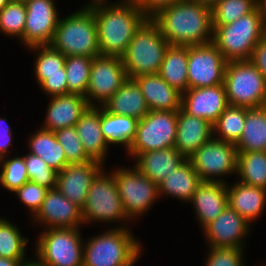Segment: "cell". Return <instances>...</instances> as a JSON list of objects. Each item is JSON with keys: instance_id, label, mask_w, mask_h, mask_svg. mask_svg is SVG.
Masks as SVG:
<instances>
[{"instance_id": "obj_1", "label": "cell", "mask_w": 266, "mask_h": 266, "mask_svg": "<svg viewBox=\"0 0 266 266\" xmlns=\"http://www.w3.org/2000/svg\"><path fill=\"white\" fill-rule=\"evenodd\" d=\"M115 2L90 0L86 5L94 13L100 54L122 57L148 17L134 3Z\"/></svg>"}, {"instance_id": "obj_2", "label": "cell", "mask_w": 266, "mask_h": 266, "mask_svg": "<svg viewBox=\"0 0 266 266\" xmlns=\"http://www.w3.org/2000/svg\"><path fill=\"white\" fill-rule=\"evenodd\" d=\"M150 19L170 45L195 46L212 42V9L194 0L172 3Z\"/></svg>"}, {"instance_id": "obj_3", "label": "cell", "mask_w": 266, "mask_h": 266, "mask_svg": "<svg viewBox=\"0 0 266 266\" xmlns=\"http://www.w3.org/2000/svg\"><path fill=\"white\" fill-rule=\"evenodd\" d=\"M50 45L66 57L101 55L93 11L85 4L65 18L61 17Z\"/></svg>"}, {"instance_id": "obj_4", "label": "cell", "mask_w": 266, "mask_h": 266, "mask_svg": "<svg viewBox=\"0 0 266 266\" xmlns=\"http://www.w3.org/2000/svg\"><path fill=\"white\" fill-rule=\"evenodd\" d=\"M129 228L109 227L102 234L87 238L83 266H124L131 262L143 247Z\"/></svg>"}, {"instance_id": "obj_5", "label": "cell", "mask_w": 266, "mask_h": 266, "mask_svg": "<svg viewBox=\"0 0 266 266\" xmlns=\"http://www.w3.org/2000/svg\"><path fill=\"white\" fill-rule=\"evenodd\" d=\"M263 38V22L258 6L238 20L226 25H213L212 43L227 62L250 60Z\"/></svg>"}, {"instance_id": "obj_6", "label": "cell", "mask_w": 266, "mask_h": 266, "mask_svg": "<svg viewBox=\"0 0 266 266\" xmlns=\"http://www.w3.org/2000/svg\"><path fill=\"white\" fill-rule=\"evenodd\" d=\"M169 45L160 28L148 18L134 33L121 57L128 78L159 73Z\"/></svg>"}, {"instance_id": "obj_7", "label": "cell", "mask_w": 266, "mask_h": 266, "mask_svg": "<svg viewBox=\"0 0 266 266\" xmlns=\"http://www.w3.org/2000/svg\"><path fill=\"white\" fill-rule=\"evenodd\" d=\"M105 171L104 167L95 176L88 190L86 203L82 208L84 225H92L96 222H104L103 224L117 222L120 226L115 225V227H127V222L130 221L131 223V220L124 211L114 179V172L107 171L105 173Z\"/></svg>"}, {"instance_id": "obj_8", "label": "cell", "mask_w": 266, "mask_h": 266, "mask_svg": "<svg viewBox=\"0 0 266 266\" xmlns=\"http://www.w3.org/2000/svg\"><path fill=\"white\" fill-rule=\"evenodd\" d=\"M223 85L231 106L256 108L266 102V79L250 60L227 62Z\"/></svg>"}, {"instance_id": "obj_9", "label": "cell", "mask_w": 266, "mask_h": 266, "mask_svg": "<svg viewBox=\"0 0 266 266\" xmlns=\"http://www.w3.org/2000/svg\"><path fill=\"white\" fill-rule=\"evenodd\" d=\"M80 228L43 229L36 238L34 256L43 266H83Z\"/></svg>"}, {"instance_id": "obj_10", "label": "cell", "mask_w": 266, "mask_h": 266, "mask_svg": "<svg viewBox=\"0 0 266 266\" xmlns=\"http://www.w3.org/2000/svg\"><path fill=\"white\" fill-rule=\"evenodd\" d=\"M112 171L124 211L131 221L140 218L161 199L158 184L142 175L134 165L117 166Z\"/></svg>"}, {"instance_id": "obj_11", "label": "cell", "mask_w": 266, "mask_h": 266, "mask_svg": "<svg viewBox=\"0 0 266 266\" xmlns=\"http://www.w3.org/2000/svg\"><path fill=\"white\" fill-rule=\"evenodd\" d=\"M178 111L151 110L138 121L136 136L127 154H138L175 147Z\"/></svg>"}, {"instance_id": "obj_12", "label": "cell", "mask_w": 266, "mask_h": 266, "mask_svg": "<svg viewBox=\"0 0 266 266\" xmlns=\"http://www.w3.org/2000/svg\"><path fill=\"white\" fill-rule=\"evenodd\" d=\"M188 159L202 181L226 183L224 176L228 178L237 174L236 144L214 137L198 148Z\"/></svg>"}, {"instance_id": "obj_13", "label": "cell", "mask_w": 266, "mask_h": 266, "mask_svg": "<svg viewBox=\"0 0 266 266\" xmlns=\"http://www.w3.org/2000/svg\"><path fill=\"white\" fill-rule=\"evenodd\" d=\"M127 78L121 57L103 55L94 57L85 96L88 105L102 106L120 89Z\"/></svg>"}, {"instance_id": "obj_14", "label": "cell", "mask_w": 266, "mask_h": 266, "mask_svg": "<svg viewBox=\"0 0 266 266\" xmlns=\"http://www.w3.org/2000/svg\"><path fill=\"white\" fill-rule=\"evenodd\" d=\"M227 61L211 42L188 46V89L223 84Z\"/></svg>"}, {"instance_id": "obj_15", "label": "cell", "mask_w": 266, "mask_h": 266, "mask_svg": "<svg viewBox=\"0 0 266 266\" xmlns=\"http://www.w3.org/2000/svg\"><path fill=\"white\" fill-rule=\"evenodd\" d=\"M26 21L23 36L19 39L25 48L50 45L60 14L55 0H29L26 3Z\"/></svg>"}, {"instance_id": "obj_16", "label": "cell", "mask_w": 266, "mask_h": 266, "mask_svg": "<svg viewBox=\"0 0 266 266\" xmlns=\"http://www.w3.org/2000/svg\"><path fill=\"white\" fill-rule=\"evenodd\" d=\"M36 52L34 61V77L47 98L68 94L65 58L60 51L51 45L27 48ZM38 53V54H37Z\"/></svg>"}, {"instance_id": "obj_17", "label": "cell", "mask_w": 266, "mask_h": 266, "mask_svg": "<svg viewBox=\"0 0 266 266\" xmlns=\"http://www.w3.org/2000/svg\"><path fill=\"white\" fill-rule=\"evenodd\" d=\"M251 224L229 205L202 231L207 247H235L245 249L244 240L251 233Z\"/></svg>"}, {"instance_id": "obj_18", "label": "cell", "mask_w": 266, "mask_h": 266, "mask_svg": "<svg viewBox=\"0 0 266 266\" xmlns=\"http://www.w3.org/2000/svg\"><path fill=\"white\" fill-rule=\"evenodd\" d=\"M32 223L51 228H81L82 209L63 196L56 188L48 189L41 208Z\"/></svg>"}, {"instance_id": "obj_19", "label": "cell", "mask_w": 266, "mask_h": 266, "mask_svg": "<svg viewBox=\"0 0 266 266\" xmlns=\"http://www.w3.org/2000/svg\"><path fill=\"white\" fill-rule=\"evenodd\" d=\"M104 167L96 160L67 165L57 174L56 189L82 209L93 179Z\"/></svg>"}, {"instance_id": "obj_20", "label": "cell", "mask_w": 266, "mask_h": 266, "mask_svg": "<svg viewBox=\"0 0 266 266\" xmlns=\"http://www.w3.org/2000/svg\"><path fill=\"white\" fill-rule=\"evenodd\" d=\"M229 106L223 84L191 88L182 93L181 108L191 116L213 124Z\"/></svg>"}, {"instance_id": "obj_21", "label": "cell", "mask_w": 266, "mask_h": 266, "mask_svg": "<svg viewBox=\"0 0 266 266\" xmlns=\"http://www.w3.org/2000/svg\"><path fill=\"white\" fill-rule=\"evenodd\" d=\"M49 104L40 128L57 131L65 127L75 126L81 115L89 107L84 96L68 93L49 97Z\"/></svg>"}, {"instance_id": "obj_22", "label": "cell", "mask_w": 266, "mask_h": 266, "mask_svg": "<svg viewBox=\"0 0 266 266\" xmlns=\"http://www.w3.org/2000/svg\"><path fill=\"white\" fill-rule=\"evenodd\" d=\"M189 204L200 228L215 220L228 205L227 183L202 181Z\"/></svg>"}, {"instance_id": "obj_23", "label": "cell", "mask_w": 266, "mask_h": 266, "mask_svg": "<svg viewBox=\"0 0 266 266\" xmlns=\"http://www.w3.org/2000/svg\"><path fill=\"white\" fill-rule=\"evenodd\" d=\"M213 137V126L206 120L178 110L175 148L188 159Z\"/></svg>"}, {"instance_id": "obj_24", "label": "cell", "mask_w": 266, "mask_h": 266, "mask_svg": "<svg viewBox=\"0 0 266 266\" xmlns=\"http://www.w3.org/2000/svg\"><path fill=\"white\" fill-rule=\"evenodd\" d=\"M86 154L105 165L110 147L101 130V106H89L75 125Z\"/></svg>"}, {"instance_id": "obj_25", "label": "cell", "mask_w": 266, "mask_h": 266, "mask_svg": "<svg viewBox=\"0 0 266 266\" xmlns=\"http://www.w3.org/2000/svg\"><path fill=\"white\" fill-rule=\"evenodd\" d=\"M134 79L150 111H178L181 108L182 93L170 86L159 73L140 75Z\"/></svg>"}, {"instance_id": "obj_26", "label": "cell", "mask_w": 266, "mask_h": 266, "mask_svg": "<svg viewBox=\"0 0 266 266\" xmlns=\"http://www.w3.org/2000/svg\"><path fill=\"white\" fill-rule=\"evenodd\" d=\"M133 160L134 166L142 175L159 185L166 175L179 167L186 158L172 147L140 153Z\"/></svg>"}, {"instance_id": "obj_27", "label": "cell", "mask_w": 266, "mask_h": 266, "mask_svg": "<svg viewBox=\"0 0 266 266\" xmlns=\"http://www.w3.org/2000/svg\"><path fill=\"white\" fill-rule=\"evenodd\" d=\"M228 205L251 225L261 217L266 207V189L249 186L238 180L227 183Z\"/></svg>"}, {"instance_id": "obj_28", "label": "cell", "mask_w": 266, "mask_h": 266, "mask_svg": "<svg viewBox=\"0 0 266 266\" xmlns=\"http://www.w3.org/2000/svg\"><path fill=\"white\" fill-rule=\"evenodd\" d=\"M102 107L109 113L142 119L150 109L134 78H127L120 89Z\"/></svg>"}, {"instance_id": "obj_29", "label": "cell", "mask_w": 266, "mask_h": 266, "mask_svg": "<svg viewBox=\"0 0 266 266\" xmlns=\"http://www.w3.org/2000/svg\"><path fill=\"white\" fill-rule=\"evenodd\" d=\"M202 182L199 175L193 168L189 159H186L179 167L172 170L170 174L158 185L160 197H171L190 202L198 185Z\"/></svg>"}, {"instance_id": "obj_30", "label": "cell", "mask_w": 266, "mask_h": 266, "mask_svg": "<svg viewBox=\"0 0 266 266\" xmlns=\"http://www.w3.org/2000/svg\"><path fill=\"white\" fill-rule=\"evenodd\" d=\"M28 153L37 155L57 172L67 166L64 149L53 131L38 128L28 138Z\"/></svg>"}, {"instance_id": "obj_31", "label": "cell", "mask_w": 266, "mask_h": 266, "mask_svg": "<svg viewBox=\"0 0 266 266\" xmlns=\"http://www.w3.org/2000/svg\"><path fill=\"white\" fill-rule=\"evenodd\" d=\"M137 118L109 113L101 106V130L107 145H123L127 152L136 136Z\"/></svg>"}, {"instance_id": "obj_32", "label": "cell", "mask_w": 266, "mask_h": 266, "mask_svg": "<svg viewBox=\"0 0 266 266\" xmlns=\"http://www.w3.org/2000/svg\"><path fill=\"white\" fill-rule=\"evenodd\" d=\"M188 46L169 45L159 74L172 87L183 93L188 89Z\"/></svg>"}, {"instance_id": "obj_33", "label": "cell", "mask_w": 266, "mask_h": 266, "mask_svg": "<svg viewBox=\"0 0 266 266\" xmlns=\"http://www.w3.org/2000/svg\"><path fill=\"white\" fill-rule=\"evenodd\" d=\"M236 147L238 151L266 152V110L263 106L247 108L243 132Z\"/></svg>"}, {"instance_id": "obj_34", "label": "cell", "mask_w": 266, "mask_h": 266, "mask_svg": "<svg viewBox=\"0 0 266 266\" xmlns=\"http://www.w3.org/2000/svg\"><path fill=\"white\" fill-rule=\"evenodd\" d=\"M236 175L243 184L266 189V152L238 151Z\"/></svg>"}, {"instance_id": "obj_35", "label": "cell", "mask_w": 266, "mask_h": 266, "mask_svg": "<svg viewBox=\"0 0 266 266\" xmlns=\"http://www.w3.org/2000/svg\"><path fill=\"white\" fill-rule=\"evenodd\" d=\"M247 114L246 107L229 105L212 124L213 137L237 144L241 138Z\"/></svg>"}, {"instance_id": "obj_36", "label": "cell", "mask_w": 266, "mask_h": 266, "mask_svg": "<svg viewBox=\"0 0 266 266\" xmlns=\"http://www.w3.org/2000/svg\"><path fill=\"white\" fill-rule=\"evenodd\" d=\"M28 242V237L22 236L17 225L11 223L7 218H0V257L28 259L26 258Z\"/></svg>"}, {"instance_id": "obj_37", "label": "cell", "mask_w": 266, "mask_h": 266, "mask_svg": "<svg viewBox=\"0 0 266 266\" xmlns=\"http://www.w3.org/2000/svg\"><path fill=\"white\" fill-rule=\"evenodd\" d=\"M92 61L93 58L88 56H67L65 58L68 93L86 96Z\"/></svg>"}, {"instance_id": "obj_38", "label": "cell", "mask_w": 266, "mask_h": 266, "mask_svg": "<svg viewBox=\"0 0 266 266\" xmlns=\"http://www.w3.org/2000/svg\"><path fill=\"white\" fill-rule=\"evenodd\" d=\"M0 170V185L10 193L29 181L23 155L0 158Z\"/></svg>"}, {"instance_id": "obj_39", "label": "cell", "mask_w": 266, "mask_h": 266, "mask_svg": "<svg viewBox=\"0 0 266 266\" xmlns=\"http://www.w3.org/2000/svg\"><path fill=\"white\" fill-rule=\"evenodd\" d=\"M258 0H220L212 8V25H226L251 13Z\"/></svg>"}, {"instance_id": "obj_40", "label": "cell", "mask_w": 266, "mask_h": 266, "mask_svg": "<svg viewBox=\"0 0 266 266\" xmlns=\"http://www.w3.org/2000/svg\"><path fill=\"white\" fill-rule=\"evenodd\" d=\"M26 21V4L18 0L10 2L0 11V31L4 35L20 39Z\"/></svg>"}, {"instance_id": "obj_41", "label": "cell", "mask_w": 266, "mask_h": 266, "mask_svg": "<svg viewBox=\"0 0 266 266\" xmlns=\"http://www.w3.org/2000/svg\"><path fill=\"white\" fill-rule=\"evenodd\" d=\"M58 142L64 149L67 165L81 164L92 159L86 154L75 126L65 127L54 132Z\"/></svg>"}, {"instance_id": "obj_42", "label": "cell", "mask_w": 266, "mask_h": 266, "mask_svg": "<svg viewBox=\"0 0 266 266\" xmlns=\"http://www.w3.org/2000/svg\"><path fill=\"white\" fill-rule=\"evenodd\" d=\"M30 181L35 182L47 189L56 188L58 172L49 167L41 157L26 153L23 155Z\"/></svg>"}, {"instance_id": "obj_43", "label": "cell", "mask_w": 266, "mask_h": 266, "mask_svg": "<svg viewBox=\"0 0 266 266\" xmlns=\"http://www.w3.org/2000/svg\"><path fill=\"white\" fill-rule=\"evenodd\" d=\"M205 266H245L244 249L235 247H208Z\"/></svg>"}, {"instance_id": "obj_44", "label": "cell", "mask_w": 266, "mask_h": 266, "mask_svg": "<svg viewBox=\"0 0 266 266\" xmlns=\"http://www.w3.org/2000/svg\"><path fill=\"white\" fill-rule=\"evenodd\" d=\"M47 191L46 187L29 180L13 193L29 210L32 219L41 208Z\"/></svg>"}, {"instance_id": "obj_45", "label": "cell", "mask_w": 266, "mask_h": 266, "mask_svg": "<svg viewBox=\"0 0 266 266\" xmlns=\"http://www.w3.org/2000/svg\"><path fill=\"white\" fill-rule=\"evenodd\" d=\"M6 118L0 117V158L8 156L13 151H10L9 148L13 147V131L11 126L7 122Z\"/></svg>"}, {"instance_id": "obj_46", "label": "cell", "mask_w": 266, "mask_h": 266, "mask_svg": "<svg viewBox=\"0 0 266 266\" xmlns=\"http://www.w3.org/2000/svg\"><path fill=\"white\" fill-rule=\"evenodd\" d=\"M177 1L180 0H139L136 5L148 18H151L160 9L169 6L170 4Z\"/></svg>"}, {"instance_id": "obj_47", "label": "cell", "mask_w": 266, "mask_h": 266, "mask_svg": "<svg viewBox=\"0 0 266 266\" xmlns=\"http://www.w3.org/2000/svg\"><path fill=\"white\" fill-rule=\"evenodd\" d=\"M250 61L266 79V40L261 39L255 46Z\"/></svg>"}, {"instance_id": "obj_48", "label": "cell", "mask_w": 266, "mask_h": 266, "mask_svg": "<svg viewBox=\"0 0 266 266\" xmlns=\"http://www.w3.org/2000/svg\"><path fill=\"white\" fill-rule=\"evenodd\" d=\"M27 260L29 259H8L0 257V266H21Z\"/></svg>"}, {"instance_id": "obj_49", "label": "cell", "mask_w": 266, "mask_h": 266, "mask_svg": "<svg viewBox=\"0 0 266 266\" xmlns=\"http://www.w3.org/2000/svg\"><path fill=\"white\" fill-rule=\"evenodd\" d=\"M258 8L261 13L263 24L266 22V0H258Z\"/></svg>"}, {"instance_id": "obj_50", "label": "cell", "mask_w": 266, "mask_h": 266, "mask_svg": "<svg viewBox=\"0 0 266 266\" xmlns=\"http://www.w3.org/2000/svg\"><path fill=\"white\" fill-rule=\"evenodd\" d=\"M194 1L198 2L200 5L212 9L220 0H194Z\"/></svg>"}, {"instance_id": "obj_51", "label": "cell", "mask_w": 266, "mask_h": 266, "mask_svg": "<svg viewBox=\"0 0 266 266\" xmlns=\"http://www.w3.org/2000/svg\"><path fill=\"white\" fill-rule=\"evenodd\" d=\"M33 259H29L26 262H23L21 266H43L36 258L32 257Z\"/></svg>"}, {"instance_id": "obj_52", "label": "cell", "mask_w": 266, "mask_h": 266, "mask_svg": "<svg viewBox=\"0 0 266 266\" xmlns=\"http://www.w3.org/2000/svg\"><path fill=\"white\" fill-rule=\"evenodd\" d=\"M141 255H142V251L131 262H129L128 264L124 266H134V264L138 262Z\"/></svg>"}, {"instance_id": "obj_53", "label": "cell", "mask_w": 266, "mask_h": 266, "mask_svg": "<svg viewBox=\"0 0 266 266\" xmlns=\"http://www.w3.org/2000/svg\"><path fill=\"white\" fill-rule=\"evenodd\" d=\"M10 2V0H0V11Z\"/></svg>"}, {"instance_id": "obj_54", "label": "cell", "mask_w": 266, "mask_h": 266, "mask_svg": "<svg viewBox=\"0 0 266 266\" xmlns=\"http://www.w3.org/2000/svg\"><path fill=\"white\" fill-rule=\"evenodd\" d=\"M119 3H134L136 4L139 0H118Z\"/></svg>"}, {"instance_id": "obj_55", "label": "cell", "mask_w": 266, "mask_h": 266, "mask_svg": "<svg viewBox=\"0 0 266 266\" xmlns=\"http://www.w3.org/2000/svg\"><path fill=\"white\" fill-rule=\"evenodd\" d=\"M263 39L266 40V22L263 24Z\"/></svg>"}, {"instance_id": "obj_56", "label": "cell", "mask_w": 266, "mask_h": 266, "mask_svg": "<svg viewBox=\"0 0 266 266\" xmlns=\"http://www.w3.org/2000/svg\"><path fill=\"white\" fill-rule=\"evenodd\" d=\"M18 1H21V2H23V3H26V2L29 1V0H18Z\"/></svg>"}, {"instance_id": "obj_57", "label": "cell", "mask_w": 266, "mask_h": 266, "mask_svg": "<svg viewBox=\"0 0 266 266\" xmlns=\"http://www.w3.org/2000/svg\"><path fill=\"white\" fill-rule=\"evenodd\" d=\"M263 107L265 108V110H266V102L263 104Z\"/></svg>"}]
</instances>
